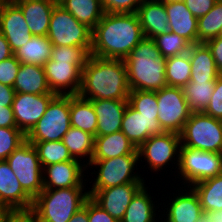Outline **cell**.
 Instances as JSON below:
<instances>
[{"label":"cell","instance_id":"cell-16","mask_svg":"<svg viewBox=\"0 0 222 222\" xmlns=\"http://www.w3.org/2000/svg\"><path fill=\"white\" fill-rule=\"evenodd\" d=\"M86 169H88L87 166L77 159L44 166L43 188L44 190H50L85 187L86 180L84 177L86 176L84 171Z\"/></svg>","mask_w":222,"mask_h":222},{"label":"cell","instance_id":"cell-44","mask_svg":"<svg viewBox=\"0 0 222 222\" xmlns=\"http://www.w3.org/2000/svg\"><path fill=\"white\" fill-rule=\"evenodd\" d=\"M203 112L213 118L222 120V73L215 81V88L209 105Z\"/></svg>","mask_w":222,"mask_h":222},{"label":"cell","instance_id":"cell-56","mask_svg":"<svg viewBox=\"0 0 222 222\" xmlns=\"http://www.w3.org/2000/svg\"><path fill=\"white\" fill-rule=\"evenodd\" d=\"M197 222H208L207 219L205 217H203L202 219H200L199 221Z\"/></svg>","mask_w":222,"mask_h":222},{"label":"cell","instance_id":"cell-25","mask_svg":"<svg viewBox=\"0 0 222 222\" xmlns=\"http://www.w3.org/2000/svg\"><path fill=\"white\" fill-rule=\"evenodd\" d=\"M122 155H139L137 148L122 131L94 138L92 160H104Z\"/></svg>","mask_w":222,"mask_h":222},{"label":"cell","instance_id":"cell-23","mask_svg":"<svg viewBox=\"0 0 222 222\" xmlns=\"http://www.w3.org/2000/svg\"><path fill=\"white\" fill-rule=\"evenodd\" d=\"M137 15L145 38L153 39L170 30L164 0H144Z\"/></svg>","mask_w":222,"mask_h":222},{"label":"cell","instance_id":"cell-51","mask_svg":"<svg viewBox=\"0 0 222 222\" xmlns=\"http://www.w3.org/2000/svg\"><path fill=\"white\" fill-rule=\"evenodd\" d=\"M13 55L14 53L12 52L8 41L6 40L5 36L0 32V62L10 58Z\"/></svg>","mask_w":222,"mask_h":222},{"label":"cell","instance_id":"cell-46","mask_svg":"<svg viewBox=\"0 0 222 222\" xmlns=\"http://www.w3.org/2000/svg\"><path fill=\"white\" fill-rule=\"evenodd\" d=\"M88 220L89 222H119L91 197L88 198Z\"/></svg>","mask_w":222,"mask_h":222},{"label":"cell","instance_id":"cell-22","mask_svg":"<svg viewBox=\"0 0 222 222\" xmlns=\"http://www.w3.org/2000/svg\"><path fill=\"white\" fill-rule=\"evenodd\" d=\"M23 12L34 36H47L52 10L56 3L49 0H12Z\"/></svg>","mask_w":222,"mask_h":222},{"label":"cell","instance_id":"cell-33","mask_svg":"<svg viewBox=\"0 0 222 222\" xmlns=\"http://www.w3.org/2000/svg\"><path fill=\"white\" fill-rule=\"evenodd\" d=\"M94 138L93 135L71 126L61 141L74 159L83 160V164L86 162L85 165L88 167L94 152ZM85 157L86 159H84Z\"/></svg>","mask_w":222,"mask_h":222},{"label":"cell","instance_id":"cell-55","mask_svg":"<svg viewBox=\"0 0 222 222\" xmlns=\"http://www.w3.org/2000/svg\"><path fill=\"white\" fill-rule=\"evenodd\" d=\"M49 1H52V2H54V3H56V4H59V3L62 2L63 0H49Z\"/></svg>","mask_w":222,"mask_h":222},{"label":"cell","instance_id":"cell-58","mask_svg":"<svg viewBox=\"0 0 222 222\" xmlns=\"http://www.w3.org/2000/svg\"><path fill=\"white\" fill-rule=\"evenodd\" d=\"M4 1H5V0H0V9H1V6H2V4H3Z\"/></svg>","mask_w":222,"mask_h":222},{"label":"cell","instance_id":"cell-10","mask_svg":"<svg viewBox=\"0 0 222 222\" xmlns=\"http://www.w3.org/2000/svg\"><path fill=\"white\" fill-rule=\"evenodd\" d=\"M178 170L181 177L175 178L182 179L185 188L192 186L222 173V154L181 146Z\"/></svg>","mask_w":222,"mask_h":222},{"label":"cell","instance_id":"cell-35","mask_svg":"<svg viewBox=\"0 0 222 222\" xmlns=\"http://www.w3.org/2000/svg\"><path fill=\"white\" fill-rule=\"evenodd\" d=\"M165 68L167 86L183 88L190 82L192 71L188 53L166 58Z\"/></svg>","mask_w":222,"mask_h":222},{"label":"cell","instance_id":"cell-30","mask_svg":"<svg viewBox=\"0 0 222 222\" xmlns=\"http://www.w3.org/2000/svg\"><path fill=\"white\" fill-rule=\"evenodd\" d=\"M59 5L91 30L105 14L101 0H63Z\"/></svg>","mask_w":222,"mask_h":222},{"label":"cell","instance_id":"cell-11","mask_svg":"<svg viewBox=\"0 0 222 222\" xmlns=\"http://www.w3.org/2000/svg\"><path fill=\"white\" fill-rule=\"evenodd\" d=\"M180 147V134L164 132L162 134L151 135L137 150L139 160L144 158L145 161L143 162H147L149 170L157 173V171L162 170L164 167L167 168L171 162V165L177 163L172 166H176L175 169H178Z\"/></svg>","mask_w":222,"mask_h":222},{"label":"cell","instance_id":"cell-18","mask_svg":"<svg viewBox=\"0 0 222 222\" xmlns=\"http://www.w3.org/2000/svg\"><path fill=\"white\" fill-rule=\"evenodd\" d=\"M121 131L137 149L151 135L165 132L158 118L140 115L129 103L122 118Z\"/></svg>","mask_w":222,"mask_h":222},{"label":"cell","instance_id":"cell-1","mask_svg":"<svg viewBox=\"0 0 222 222\" xmlns=\"http://www.w3.org/2000/svg\"><path fill=\"white\" fill-rule=\"evenodd\" d=\"M144 38L137 13H106L92 30L90 55L121 59Z\"/></svg>","mask_w":222,"mask_h":222},{"label":"cell","instance_id":"cell-31","mask_svg":"<svg viewBox=\"0 0 222 222\" xmlns=\"http://www.w3.org/2000/svg\"><path fill=\"white\" fill-rule=\"evenodd\" d=\"M52 47L47 36L32 35L29 42L14 52V56L21 63L44 66L51 58Z\"/></svg>","mask_w":222,"mask_h":222},{"label":"cell","instance_id":"cell-3","mask_svg":"<svg viewBox=\"0 0 222 222\" xmlns=\"http://www.w3.org/2000/svg\"><path fill=\"white\" fill-rule=\"evenodd\" d=\"M130 90L157 91L167 86L166 59L151 38H143L124 60Z\"/></svg>","mask_w":222,"mask_h":222},{"label":"cell","instance_id":"cell-4","mask_svg":"<svg viewBox=\"0 0 222 222\" xmlns=\"http://www.w3.org/2000/svg\"><path fill=\"white\" fill-rule=\"evenodd\" d=\"M85 188L43 190L33 200L32 209L40 222H68L90 197L89 191Z\"/></svg>","mask_w":222,"mask_h":222},{"label":"cell","instance_id":"cell-53","mask_svg":"<svg viewBox=\"0 0 222 222\" xmlns=\"http://www.w3.org/2000/svg\"><path fill=\"white\" fill-rule=\"evenodd\" d=\"M204 217L208 222H222V210L216 212H207Z\"/></svg>","mask_w":222,"mask_h":222},{"label":"cell","instance_id":"cell-20","mask_svg":"<svg viewBox=\"0 0 222 222\" xmlns=\"http://www.w3.org/2000/svg\"><path fill=\"white\" fill-rule=\"evenodd\" d=\"M171 32L184 37L192 45L198 43V19L187 9L183 0H164Z\"/></svg>","mask_w":222,"mask_h":222},{"label":"cell","instance_id":"cell-6","mask_svg":"<svg viewBox=\"0 0 222 222\" xmlns=\"http://www.w3.org/2000/svg\"><path fill=\"white\" fill-rule=\"evenodd\" d=\"M181 146L222 154V120L192 112L180 133Z\"/></svg>","mask_w":222,"mask_h":222},{"label":"cell","instance_id":"cell-38","mask_svg":"<svg viewBox=\"0 0 222 222\" xmlns=\"http://www.w3.org/2000/svg\"><path fill=\"white\" fill-rule=\"evenodd\" d=\"M161 55L166 59L176 55L188 53L191 43L184 37L171 31L160 34L153 38Z\"/></svg>","mask_w":222,"mask_h":222},{"label":"cell","instance_id":"cell-7","mask_svg":"<svg viewBox=\"0 0 222 222\" xmlns=\"http://www.w3.org/2000/svg\"><path fill=\"white\" fill-rule=\"evenodd\" d=\"M70 127V95H56L43 117L26 135V140L33 145L41 141H59Z\"/></svg>","mask_w":222,"mask_h":222},{"label":"cell","instance_id":"cell-32","mask_svg":"<svg viewBox=\"0 0 222 222\" xmlns=\"http://www.w3.org/2000/svg\"><path fill=\"white\" fill-rule=\"evenodd\" d=\"M191 187L199 197L204 214L222 210V173Z\"/></svg>","mask_w":222,"mask_h":222},{"label":"cell","instance_id":"cell-14","mask_svg":"<svg viewBox=\"0 0 222 222\" xmlns=\"http://www.w3.org/2000/svg\"><path fill=\"white\" fill-rule=\"evenodd\" d=\"M56 94L16 93L12 103L17 128L26 136L43 117L46 108Z\"/></svg>","mask_w":222,"mask_h":222},{"label":"cell","instance_id":"cell-27","mask_svg":"<svg viewBox=\"0 0 222 222\" xmlns=\"http://www.w3.org/2000/svg\"><path fill=\"white\" fill-rule=\"evenodd\" d=\"M13 88L16 93L55 94L47 83L43 66L21 63Z\"/></svg>","mask_w":222,"mask_h":222},{"label":"cell","instance_id":"cell-41","mask_svg":"<svg viewBox=\"0 0 222 222\" xmlns=\"http://www.w3.org/2000/svg\"><path fill=\"white\" fill-rule=\"evenodd\" d=\"M90 54L82 47L53 46L51 59L54 61H70V64H86Z\"/></svg>","mask_w":222,"mask_h":222},{"label":"cell","instance_id":"cell-15","mask_svg":"<svg viewBox=\"0 0 222 222\" xmlns=\"http://www.w3.org/2000/svg\"><path fill=\"white\" fill-rule=\"evenodd\" d=\"M0 32L5 36L13 53L32 37L23 12L12 0H5L1 6Z\"/></svg>","mask_w":222,"mask_h":222},{"label":"cell","instance_id":"cell-54","mask_svg":"<svg viewBox=\"0 0 222 222\" xmlns=\"http://www.w3.org/2000/svg\"><path fill=\"white\" fill-rule=\"evenodd\" d=\"M11 210V208L3 201L1 195H0V212H7Z\"/></svg>","mask_w":222,"mask_h":222},{"label":"cell","instance_id":"cell-50","mask_svg":"<svg viewBox=\"0 0 222 222\" xmlns=\"http://www.w3.org/2000/svg\"><path fill=\"white\" fill-rule=\"evenodd\" d=\"M15 94L13 87L0 83V106L12 107Z\"/></svg>","mask_w":222,"mask_h":222},{"label":"cell","instance_id":"cell-28","mask_svg":"<svg viewBox=\"0 0 222 222\" xmlns=\"http://www.w3.org/2000/svg\"><path fill=\"white\" fill-rule=\"evenodd\" d=\"M144 184L137 193L131 199L130 204L128 205L126 212L120 222H157L158 214L154 203L150 195L149 187ZM156 206V207H155ZM157 215V217H156Z\"/></svg>","mask_w":222,"mask_h":222},{"label":"cell","instance_id":"cell-48","mask_svg":"<svg viewBox=\"0 0 222 222\" xmlns=\"http://www.w3.org/2000/svg\"><path fill=\"white\" fill-rule=\"evenodd\" d=\"M210 48L216 67L222 73V38L214 37L205 42Z\"/></svg>","mask_w":222,"mask_h":222},{"label":"cell","instance_id":"cell-26","mask_svg":"<svg viewBox=\"0 0 222 222\" xmlns=\"http://www.w3.org/2000/svg\"><path fill=\"white\" fill-rule=\"evenodd\" d=\"M188 54L192 71L190 81H216L220 72L205 42L191 45Z\"/></svg>","mask_w":222,"mask_h":222},{"label":"cell","instance_id":"cell-21","mask_svg":"<svg viewBox=\"0 0 222 222\" xmlns=\"http://www.w3.org/2000/svg\"><path fill=\"white\" fill-rule=\"evenodd\" d=\"M90 101L98 119L97 136L121 131L122 118L128 100L92 99Z\"/></svg>","mask_w":222,"mask_h":222},{"label":"cell","instance_id":"cell-43","mask_svg":"<svg viewBox=\"0 0 222 222\" xmlns=\"http://www.w3.org/2000/svg\"><path fill=\"white\" fill-rule=\"evenodd\" d=\"M21 62L13 55L0 62V83L13 87Z\"/></svg>","mask_w":222,"mask_h":222},{"label":"cell","instance_id":"cell-8","mask_svg":"<svg viewBox=\"0 0 222 222\" xmlns=\"http://www.w3.org/2000/svg\"><path fill=\"white\" fill-rule=\"evenodd\" d=\"M47 37L53 46L82 47L91 53L92 30L59 4L52 10Z\"/></svg>","mask_w":222,"mask_h":222},{"label":"cell","instance_id":"cell-36","mask_svg":"<svg viewBox=\"0 0 222 222\" xmlns=\"http://www.w3.org/2000/svg\"><path fill=\"white\" fill-rule=\"evenodd\" d=\"M34 147L37 150L42 168L51 164L74 160L61 140L36 142Z\"/></svg>","mask_w":222,"mask_h":222},{"label":"cell","instance_id":"cell-29","mask_svg":"<svg viewBox=\"0 0 222 222\" xmlns=\"http://www.w3.org/2000/svg\"><path fill=\"white\" fill-rule=\"evenodd\" d=\"M70 124L94 137L97 136L98 119L90 100L79 95H70Z\"/></svg>","mask_w":222,"mask_h":222},{"label":"cell","instance_id":"cell-42","mask_svg":"<svg viewBox=\"0 0 222 222\" xmlns=\"http://www.w3.org/2000/svg\"><path fill=\"white\" fill-rule=\"evenodd\" d=\"M144 0H101L106 13H137Z\"/></svg>","mask_w":222,"mask_h":222},{"label":"cell","instance_id":"cell-59","mask_svg":"<svg viewBox=\"0 0 222 222\" xmlns=\"http://www.w3.org/2000/svg\"><path fill=\"white\" fill-rule=\"evenodd\" d=\"M219 37L222 38V28H221V30H220Z\"/></svg>","mask_w":222,"mask_h":222},{"label":"cell","instance_id":"cell-57","mask_svg":"<svg viewBox=\"0 0 222 222\" xmlns=\"http://www.w3.org/2000/svg\"><path fill=\"white\" fill-rule=\"evenodd\" d=\"M3 216H4V212H0V222H2Z\"/></svg>","mask_w":222,"mask_h":222},{"label":"cell","instance_id":"cell-19","mask_svg":"<svg viewBox=\"0 0 222 222\" xmlns=\"http://www.w3.org/2000/svg\"><path fill=\"white\" fill-rule=\"evenodd\" d=\"M188 188L187 190L182 189V191L177 189L178 195L174 196L175 198L170 199L169 196L170 203H166L168 205L163 207H167L163 211L167 213L163 214L166 215L163 222H197L204 217L197 193L191 186ZM165 210L167 211L165 212Z\"/></svg>","mask_w":222,"mask_h":222},{"label":"cell","instance_id":"cell-2","mask_svg":"<svg viewBox=\"0 0 222 222\" xmlns=\"http://www.w3.org/2000/svg\"><path fill=\"white\" fill-rule=\"evenodd\" d=\"M129 93L124 60L89 56L82 69L79 96L87 100H128Z\"/></svg>","mask_w":222,"mask_h":222},{"label":"cell","instance_id":"cell-13","mask_svg":"<svg viewBox=\"0 0 222 222\" xmlns=\"http://www.w3.org/2000/svg\"><path fill=\"white\" fill-rule=\"evenodd\" d=\"M84 66L50 58L43 66L50 90L56 95H78Z\"/></svg>","mask_w":222,"mask_h":222},{"label":"cell","instance_id":"cell-40","mask_svg":"<svg viewBox=\"0 0 222 222\" xmlns=\"http://www.w3.org/2000/svg\"><path fill=\"white\" fill-rule=\"evenodd\" d=\"M25 140L18 128H0V161L6 160Z\"/></svg>","mask_w":222,"mask_h":222},{"label":"cell","instance_id":"cell-34","mask_svg":"<svg viewBox=\"0 0 222 222\" xmlns=\"http://www.w3.org/2000/svg\"><path fill=\"white\" fill-rule=\"evenodd\" d=\"M215 88V81H190L183 88L191 112H203L209 105Z\"/></svg>","mask_w":222,"mask_h":222},{"label":"cell","instance_id":"cell-49","mask_svg":"<svg viewBox=\"0 0 222 222\" xmlns=\"http://www.w3.org/2000/svg\"><path fill=\"white\" fill-rule=\"evenodd\" d=\"M0 128H17L12 107L0 106Z\"/></svg>","mask_w":222,"mask_h":222},{"label":"cell","instance_id":"cell-12","mask_svg":"<svg viewBox=\"0 0 222 222\" xmlns=\"http://www.w3.org/2000/svg\"><path fill=\"white\" fill-rule=\"evenodd\" d=\"M158 122L165 132L180 134L192 113L182 88L166 86L156 91Z\"/></svg>","mask_w":222,"mask_h":222},{"label":"cell","instance_id":"cell-39","mask_svg":"<svg viewBox=\"0 0 222 222\" xmlns=\"http://www.w3.org/2000/svg\"><path fill=\"white\" fill-rule=\"evenodd\" d=\"M128 103L143 116L158 118L156 91L130 90Z\"/></svg>","mask_w":222,"mask_h":222},{"label":"cell","instance_id":"cell-24","mask_svg":"<svg viewBox=\"0 0 222 222\" xmlns=\"http://www.w3.org/2000/svg\"><path fill=\"white\" fill-rule=\"evenodd\" d=\"M0 195L11 209L32 208L33 199L23 190L6 160L0 161Z\"/></svg>","mask_w":222,"mask_h":222},{"label":"cell","instance_id":"cell-37","mask_svg":"<svg viewBox=\"0 0 222 222\" xmlns=\"http://www.w3.org/2000/svg\"><path fill=\"white\" fill-rule=\"evenodd\" d=\"M222 28V0H217L213 8L198 18V43L218 37Z\"/></svg>","mask_w":222,"mask_h":222},{"label":"cell","instance_id":"cell-9","mask_svg":"<svg viewBox=\"0 0 222 222\" xmlns=\"http://www.w3.org/2000/svg\"><path fill=\"white\" fill-rule=\"evenodd\" d=\"M23 190L34 200L43 190V168L33 144L25 140L6 159Z\"/></svg>","mask_w":222,"mask_h":222},{"label":"cell","instance_id":"cell-5","mask_svg":"<svg viewBox=\"0 0 222 222\" xmlns=\"http://www.w3.org/2000/svg\"><path fill=\"white\" fill-rule=\"evenodd\" d=\"M139 155H122L116 158L104 159V160H91L88 164L89 167H96L94 172L96 178L92 181V188H89V196L91 197L99 189H105L113 186H120L133 182H145L144 177L141 178V174L137 170ZM138 164V165H137ZM136 167V169H135ZM97 172V174H96Z\"/></svg>","mask_w":222,"mask_h":222},{"label":"cell","instance_id":"cell-17","mask_svg":"<svg viewBox=\"0 0 222 222\" xmlns=\"http://www.w3.org/2000/svg\"><path fill=\"white\" fill-rule=\"evenodd\" d=\"M146 182H133L99 189L91 198L117 221H121L133 196Z\"/></svg>","mask_w":222,"mask_h":222},{"label":"cell","instance_id":"cell-47","mask_svg":"<svg viewBox=\"0 0 222 222\" xmlns=\"http://www.w3.org/2000/svg\"><path fill=\"white\" fill-rule=\"evenodd\" d=\"M187 9L197 19L206 15L214 6L217 0H183Z\"/></svg>","mask_w":222,"mask_h":222},{"label":"cell","instance_id":"cell-52","mask_svg":"<svg viewBox=\"0 0 222 222\" xmlns=\"http://www.w3.org/2000/svg\"><path fill=\"white\" fill-rule=\"evenodd\" d=\"M68 222H89L88 220V199L83 207H81Z\"/></svg>","mask_w":222,"mask_h":222},{"label":"cell","instance_id":"cell-45","mask_svg":"<svg viewBox=\"0 0 222 222\" xmlns=\"http://www.w3.org/2000/svg\"><path fill=\"white\" fill-rule=\"evenodd\" d=\"M2 222H40L32 208L11 209L4 213Z\"/></svg>","mask_w":222,"mask_h":222}]
</instances>
